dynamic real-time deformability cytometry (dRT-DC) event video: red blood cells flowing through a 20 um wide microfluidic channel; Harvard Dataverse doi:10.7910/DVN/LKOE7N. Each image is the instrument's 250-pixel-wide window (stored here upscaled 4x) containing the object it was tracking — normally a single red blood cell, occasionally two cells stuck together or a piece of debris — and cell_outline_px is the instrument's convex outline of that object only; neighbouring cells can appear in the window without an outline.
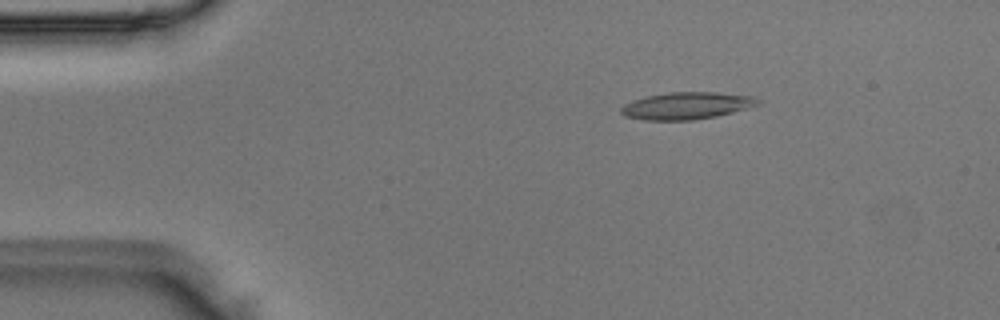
{"species": "Egyptian fruit bat (a non-hibernating species)", "species_latin": "Rousettus aegyptiacus", "temperature_condition": "room temperature", "stored_images_in_passage": 50, "camera_frame_rate_fps": 3000, "um_per_image_px": 0.085, "animal": {"sex": "male"}, "frame": {"image": 1, "passage_image": 8, "time_ms": 2.333, "image_size_px": [1000, 320], "cell_outline_px": [[760, 104], [732, 112], [716, 116], [692, 120], [644, 120], [624, 116], [620, 112], [620, 108], [624, 104], [632, 100], [648, 96], [668, 92], [716, 92], [752, 96], [760, 100]], "centroid_in_image_um": [58.33, 8.98], "position_along_channel_um": 26.7, "area_um2": 21.56}}
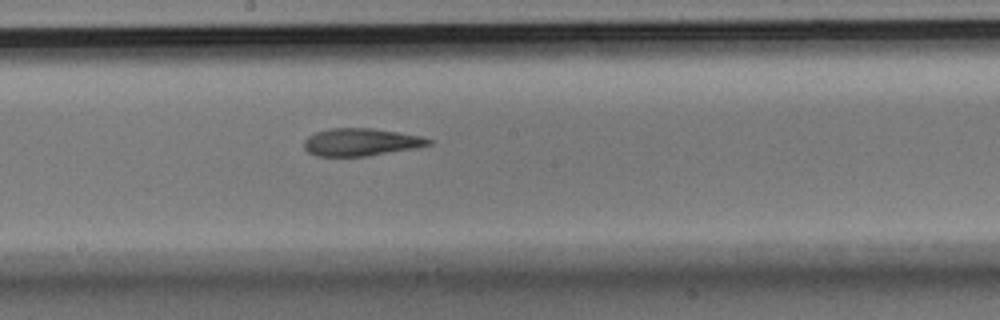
{"frame": {"image": 2, "passage_image": 27, "time_ms": 8.667, "image_size_px": [1000, 320], "cell_outline_px": [[432, 144], [416, 148], [368, 156], [316, 156], [308, 152], [304, 148], [304, 140], [308, 136], [316, 132], [328, 128], [372, 128], [420, 136], [432, 140]], "centroid_in_image_um": [30.66, 12.08], "position_along_channel_um": 217.5, "area_um2": 20.0}}
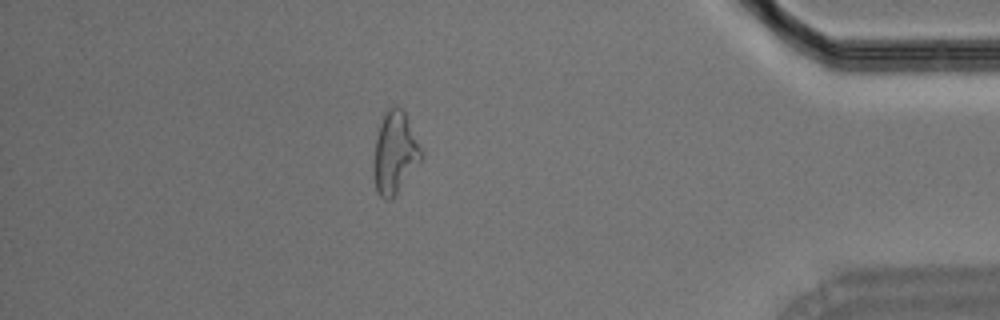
{"frame": {"image": 3, "passage_image": 44, "time_ms": 14.333, "image_size_px": [1000, 320], "cell_outline_px": [[424, 156], [396, 192], [388, 200], [384, 200], [376, 192], [372, 172], [372, 164], [376, 136], [384, 112], [388, 108], [396, 104], [404, 112]], "centroid_in_image_um": [33.51, 12.98], "position_along_channel_um": 401.7, "area_um2": 22.48}}